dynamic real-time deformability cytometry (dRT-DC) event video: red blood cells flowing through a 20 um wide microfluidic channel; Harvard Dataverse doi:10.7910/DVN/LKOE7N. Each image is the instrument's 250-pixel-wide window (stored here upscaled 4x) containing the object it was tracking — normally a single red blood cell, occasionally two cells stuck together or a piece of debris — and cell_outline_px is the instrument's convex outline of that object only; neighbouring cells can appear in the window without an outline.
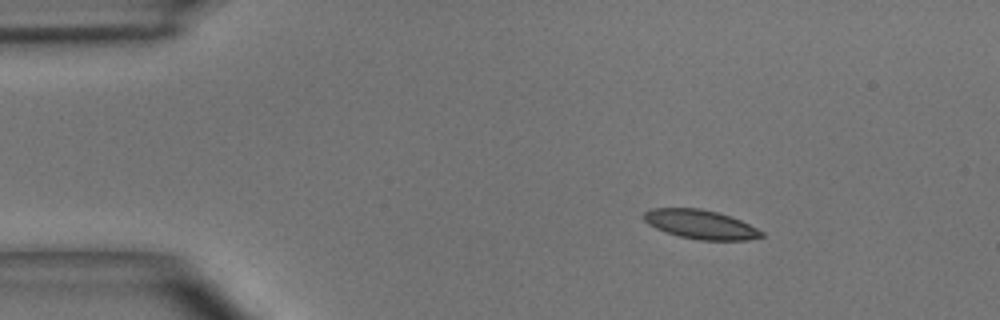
{"species": "common noctule bat (a hibernating species)", "species_latin": "Nyctalus noctula", "temperature_condition": "room temperature", "stored_images_in_passage": 43, "camera_frame_rate_fps": 3000, "um_per_image_px": 0.085, "animal": {"sex": "male", "body_mass_g": 15.6}, "frame": {"image": 1, "passage_image": 1, "time_ms": 0.0, "image_size_px": [1000, 320], "cell_outline_px": [[764, 236], [748, 240], [700, 240], [680, 236], [656, 228], [648, 224], [644, 220], [644, 212], [652, 208], [700, 208], [732, 216], [764, 232]], "centroid_in_image_um": [59.56, 19.07], "position_along_channel_um": 25.4, "area_um2": 19.77}}
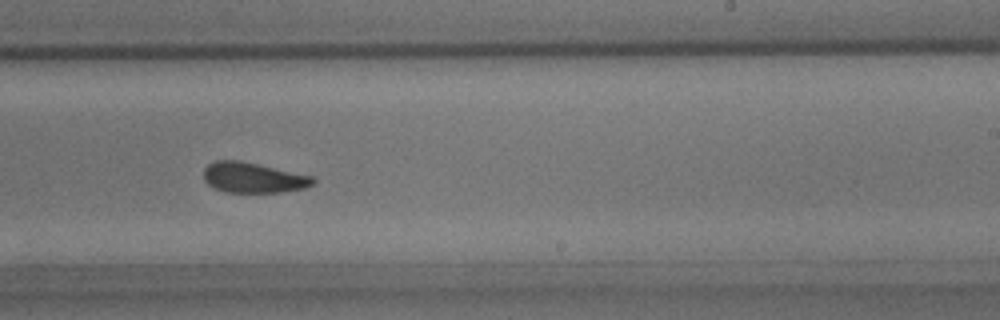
{"frame": {"image": 2, "passage_image": 24, "time_ms": 7.667, "image_size_px": [1000, 320], "cell_outline_px": [[316, 184], [304, 188], [280, 192], [224, 192], [212, 188], [204, 180], [204, 168], [212, 160], [240, 160], [312, 176], [316, 180]], "centroid_in_image_um": [21.49, 15.1], "position_along_channel_um": 267.5, "area_um2": 19.48}}
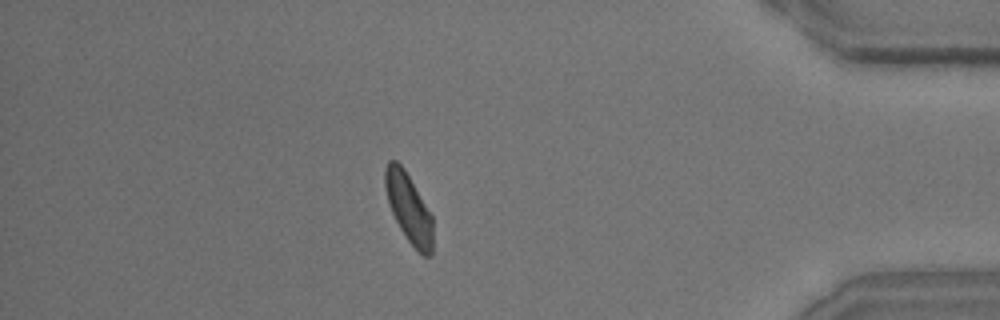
{"frame": {"image": 3, "passage_image": 37, "time_ms": 12.0, "image_size_px": [1000, 320], "cell_outline_px": [[432, 256], [424, 256], [408, 240], [400, 228], [392, 212], [388, 200], [384, 184], [384, 168], [388, 160], [396, 160], [404, 168], [432, 216]], "centroid_in_image_um": [34.72, 17.65], "position_along_channel_um": 400.5, "area_um2": 18.9}, "authors_computed_cell_mechanics": {"area_um2": 19.9988, "velocity_mm_per_s": 3.9794, "shape_relaxation_time_tau1_ms": 2.696, "shape_relaxation_time_tau2_ms": 1.9747, "deformation_change_tau1": 0.1206, "deformation_change_tau2": 0.0858}}